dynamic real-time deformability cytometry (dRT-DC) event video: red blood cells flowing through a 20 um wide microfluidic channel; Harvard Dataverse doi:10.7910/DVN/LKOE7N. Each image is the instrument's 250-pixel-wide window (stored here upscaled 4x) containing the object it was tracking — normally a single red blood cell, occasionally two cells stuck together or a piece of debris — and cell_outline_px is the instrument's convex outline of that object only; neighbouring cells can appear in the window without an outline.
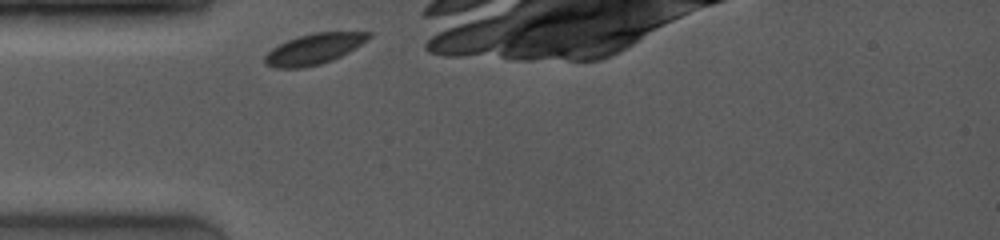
{"species": "common noctule bat (a hibernating species)", "species_latin": "Nyctalus noctula", "temperature_condition": "room temperature", "stored_images_in_passage": 19, "camera_frame_rate_fps": 4000, "um_per_image_px": 0.085, "animal": {"sex": "female", "body_mass_g": 19.0, "forearm_length_mm": 53.3}, "frame": {"image": 1, "passage_image": 1, "time_ms": 0.0, "image_size_px": [1000, 240], "cell_outline_px": [[372, 36], [368, 40], [348, 52], [332, 60], [320, 64], [304, 68], [276, 68], [264, 64], [264, 56], [272, 48], [288, 40], [312, 32], [372, 32]], "centroid_in_image_um": [26.69, 4.16], "position_along_channel_um": 58.3, "area_um2": 18.5}}
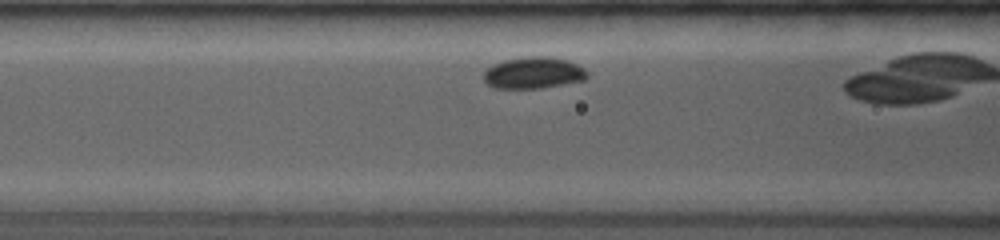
{"frame": {"image": 2, "passage_image": 7, "time_ms": 1.75, "image_size_px": [1000, 240], "cell_outline_px": [[588, 76], [584, 80], [540, 88], [496, 88], [488, 84], [484, 80], [484, 72], [492, 64], [504, 60], [528, 56], [552, 56], [568, 60], [584, 68], [588, 72]], "centroid_in_image_um": [45.36, 6.17], "position_along_channel_um": 121.2, "area_um2": 19.07}}
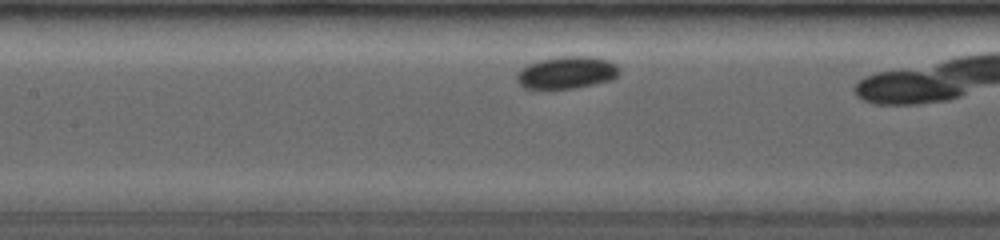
{"frame": {"image": 3, "passage_image": 10, "time_ms": 2.75, "image_size_px": [1000, 240], "cell_outline_px": [[620, 72], [612, 80], [572, 88], [524, 88], [516, 80], [516, 76], [528, 64], [540, 60], [556, 56], [592, 56], [608, 60], [616, 64], [620, 68]], "centroid_in_image_um": [48.21, 6.15], "position_along_channel_um": 159.2, "area_um2": 19.13}}